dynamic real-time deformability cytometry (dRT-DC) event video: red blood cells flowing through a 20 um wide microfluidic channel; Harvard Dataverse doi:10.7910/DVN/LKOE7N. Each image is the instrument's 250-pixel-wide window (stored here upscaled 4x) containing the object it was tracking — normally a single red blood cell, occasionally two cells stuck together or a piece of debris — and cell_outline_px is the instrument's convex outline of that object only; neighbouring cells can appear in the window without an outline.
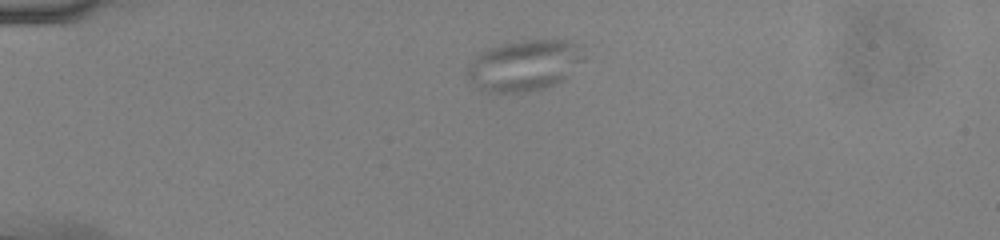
{"species": "common noctule bat (a hibernating species)", "species_latin": "Nyctalus noctula", "temperature_condition": "cold", "stored_images_in_passage": 45, "camera_frame_rate_fps": 3000, "um_per_image_px": 0.085, "animal": {"sex": "male", "body_mass_g": 13.0, "forearm_length_mm": 53.1}, "frame": {"image": 1, "passage_image": 6, "time_ms": 1.667, "image_size_px": [1000, 240], "cell_outline_px": [[584, 60], [564, 80], [544, 88], [516, 92], [488, 92], [480, 88], [468, 80], [464, 72], [468, 64], [476, 56], [488, 48], [504, 44], [524, 40], [572, 40], [584, 44]], "centroid_in_image_um": [44.61, 5.54], "position_along_channel_um": 40.4, "area_um2": 34.91}}
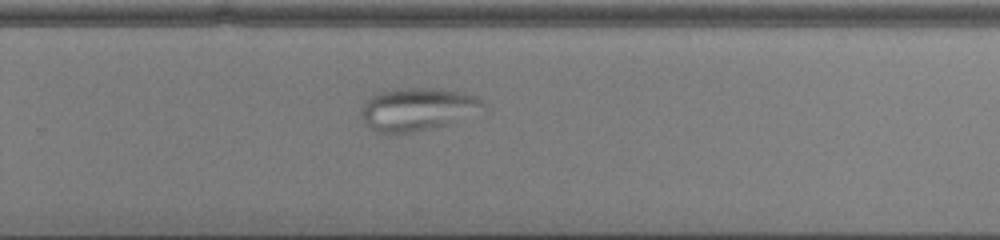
{"frame": {"image": 2, "passage_image": 29, "time_ms": 9.333, "image_size_px": [1000, 240], "cell_outline_px": [[484, 104], [448, 124], [412, 132], [388, 136], [376, 132], [364, 124], [360, 116], [360, 108], [372, 96], [380, 92], [396, 88], [432, 88], [460, 92], [476, 96]], "centroid_in_image_um": [35.29, 9.31], "position_along_channel_um": 294.5, "area_um2": 29.94}}
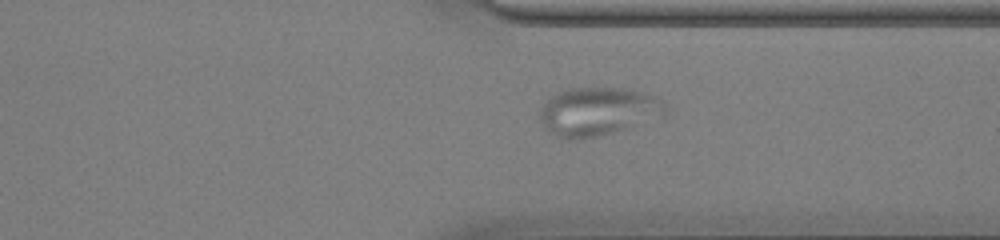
{"frame": {"image": 3, "passage_image": 34, "time_ms": 11.0, "image_size_px": [1000, 240], "cell_outline_px": [[668, 112], [664, 116], [612, 132], [596, 136], [568, 140], [556, 136], [540, 120], [540, 108], [552, 96], [568, 88], [620, 88], [640, 92], [652, 96], [660, 100], [668, 108]], "centroid_in_image_um": [50.83, 9.47], "position_along_channel_um": 360.6, "area_um2": 34.68}}